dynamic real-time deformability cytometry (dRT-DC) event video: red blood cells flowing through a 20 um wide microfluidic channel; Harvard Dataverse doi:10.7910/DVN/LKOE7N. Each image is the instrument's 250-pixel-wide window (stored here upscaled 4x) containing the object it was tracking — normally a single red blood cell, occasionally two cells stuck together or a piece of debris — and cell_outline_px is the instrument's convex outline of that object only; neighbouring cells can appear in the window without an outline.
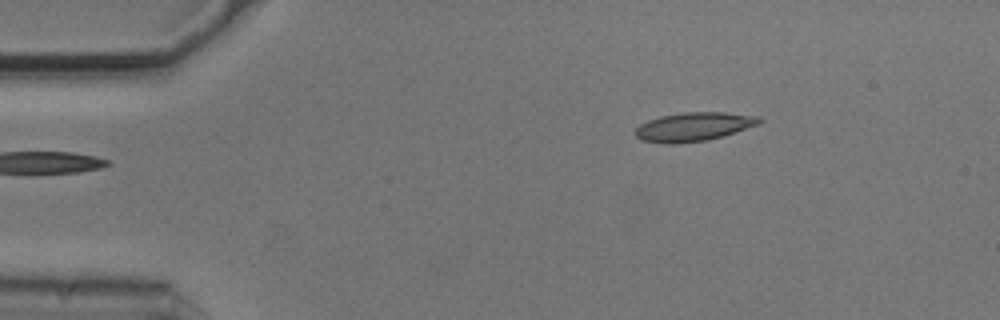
{"species": "common noctule bat (a hibernating species)", "species_latin": "Nyctalus noctula", "temperature_condition": "cold", "stored_images_in_passage": 39, "camera_frame_rate_fps": 3000, "um_per_image_px": 0.085, "animal": {"sex": "male", "body_mass_g": 20.5, "forearm_length_mm": 52.5}, "frame": {"image": 1, "passage_image": 1, "time_ms": 0.0, "image_size_px": [1000, 320], "cell_outline_px": [[764, 120], [760, 124], [724, 136], [708, 140], [676, 144], [668, 144], [640, 140], [636, 136], [636, 128], [640, 124], [648, 120], [660, 116], [684, 112], [724, 112], [760, 116]], "centroid_in_image_um": [59.0, 10.77], "position_along_channel_um": 26.0, "area_um2": 21.04}}
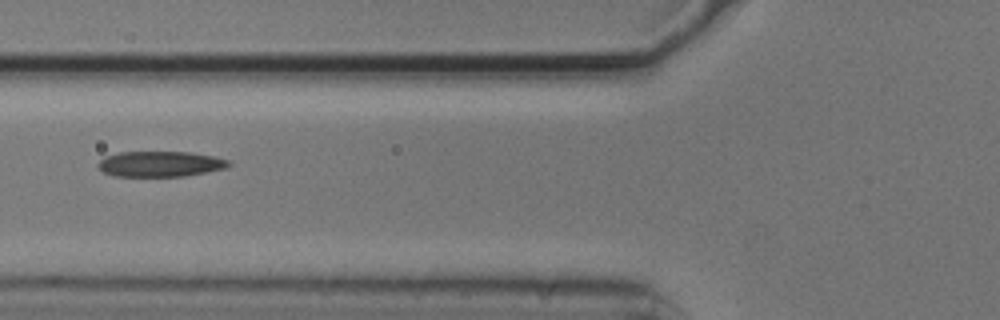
{"frame": {"image": 2, "passage_image": 13, "time_ms": 4.0, "image_size_px": [1000, 320], "cell_outline_px": [[232, 164], [224, 168], [184, 176], [112, 176], [104, 172], [96, 164], [104, 156], [120, 152], [188, 152], [212, 156], [228, 160]], "centroid_in_image_um": [13.57, 13.93], "position_along_channel_um": 112.2, "area_um2": 19.25}}
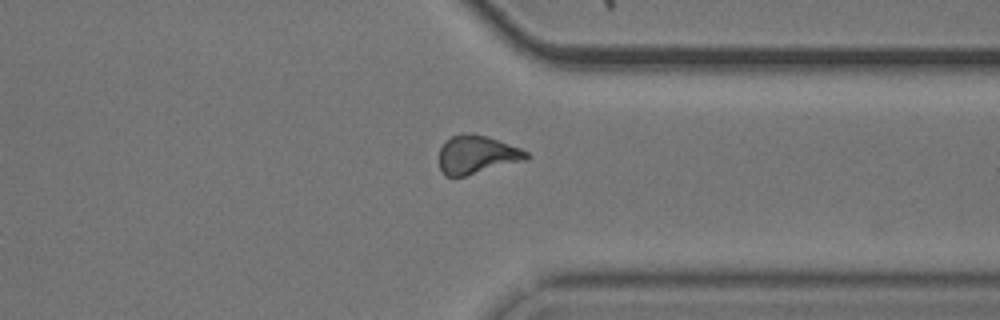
{"frame": {"image": 3, "passage_image": 34, "time_ms": 11.0, "image_size_px": [1000, 320], "cell_outline_px": [[532, 156], [528, 160], [464, 176], [444, 176], [440, 168], [440, 148], [452, 136], [464, 132], [488, 136], [520, 148], [528, 152]], "centroid_in_image_um": [40.58, 13.15], "position_along_channel_um": 370.8, "area_um2": 19.54}, "authors_computed_cell_mechanics": {"area_um2": 19.5364, "velocity_mm_per_s": 3.7148, "shape_relaxation_time_tau1_ms": 6.646, "shape_relaxation_time_tau2_ms": 4.6889, "deformation_change_tau1": 0.1816, "deformation_change_tau2": 0.1402}}